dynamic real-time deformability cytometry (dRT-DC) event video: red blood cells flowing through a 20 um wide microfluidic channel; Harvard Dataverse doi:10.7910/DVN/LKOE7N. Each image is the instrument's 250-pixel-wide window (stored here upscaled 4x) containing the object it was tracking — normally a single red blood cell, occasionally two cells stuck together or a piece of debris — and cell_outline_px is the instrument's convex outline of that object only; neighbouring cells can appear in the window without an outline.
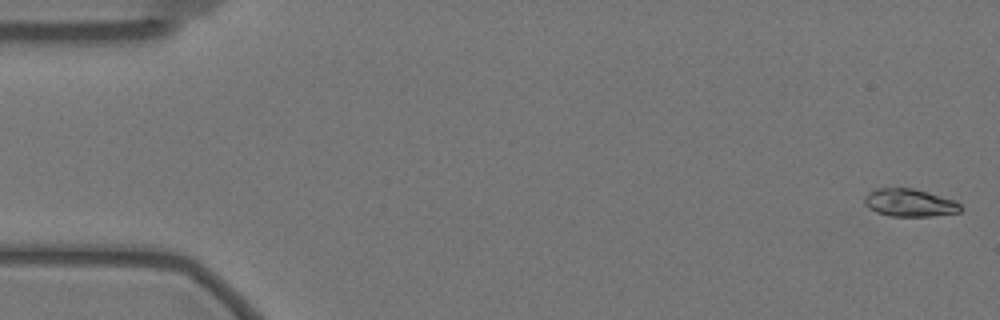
{"species": "Egyptian fruit bat (a non-hibernating species)", "species_latin": "Rousettus aegyptiacus", "temperature_condition": "warm", "stored_images_in_passage": 16, "camera_frame_rate_fps": 3000, "um_per_image_px": 0.085, "animal": {"sex": "female"}, "frame": {"image": 1, "passage_image": 1, "time_ms": 0.0, "image_size_px": [1000, 320], "cell_outline_px": [[964, 208], [960, 212], [932, 216], [888, 216], [876, 212], [868, 208], [864, 204], [864, 196], [868, 192], [876, 188], [912, 188], [928, 192], [956, 200]], "centroid_in_image_um": [77.32, 17.23], "position_along_channel_um": 7.7, "area_um2": 15.78}}
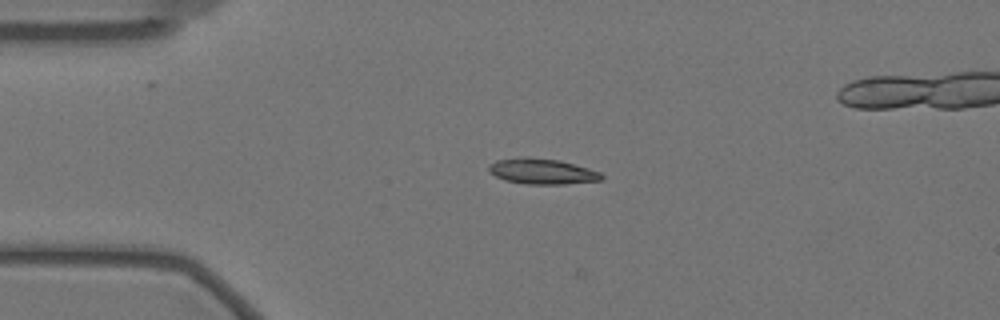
{"frame": {"image": 2, "passage_image": 13, "time_ms": 4.0, "image_size_px": [1000, 320], "cell_outline_px": [[604, 180], [564, 184], [524, 184], [504, 180], [488, 172], [488, 164], [496, 160], [520, 156], [528, 156], [560, 160], [588, 168], [600, 172], [604, 176]], "centroid_in_image_um": [46.05, 14.55], "position_along_channel_um": 39.0, "area_um2": 17.17}}